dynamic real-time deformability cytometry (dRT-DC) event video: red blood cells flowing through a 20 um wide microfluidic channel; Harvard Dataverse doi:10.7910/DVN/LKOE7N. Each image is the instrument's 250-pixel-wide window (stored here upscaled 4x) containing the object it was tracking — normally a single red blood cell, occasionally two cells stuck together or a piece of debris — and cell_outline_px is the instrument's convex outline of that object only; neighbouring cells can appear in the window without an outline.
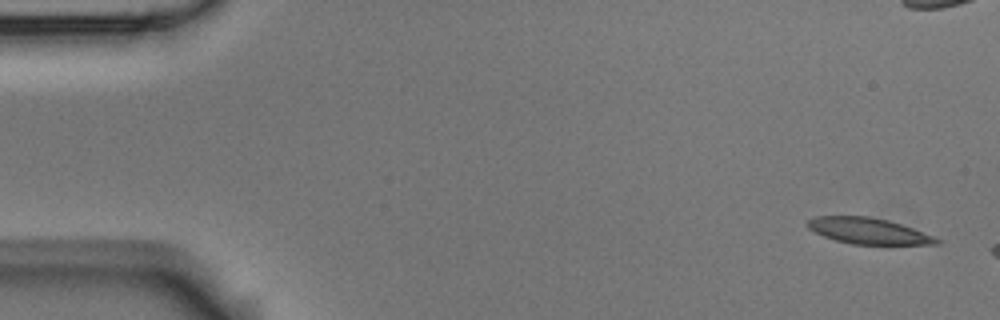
{"species": "Egyptian fruit bat (a non-hibernating species)", "species_latin": "Rousettus aegyptiacus", "temperature_condition": "room temperature", "stored_images_in_passage": 3, "camera_frame_rate_fps": 3000, "um_per_image_px": 0.085, "animal": {"sex": "male"}, "frame": {"image": 1, "passage_image": 1, "time_ms": 0.0, "image_size_px": [1000, 320], "cell_outline_px": [[944, 240], [940, 244], [852, 244], [836, 240], [824, 236], [808, 228], [808, 220], [816, 216], [868, 216], [888, 220], [912, 228]], "centroid_in_image_um": [73.84, 19.63], "position_along_channel_um": 11.2, "area_um2": 19.36}}